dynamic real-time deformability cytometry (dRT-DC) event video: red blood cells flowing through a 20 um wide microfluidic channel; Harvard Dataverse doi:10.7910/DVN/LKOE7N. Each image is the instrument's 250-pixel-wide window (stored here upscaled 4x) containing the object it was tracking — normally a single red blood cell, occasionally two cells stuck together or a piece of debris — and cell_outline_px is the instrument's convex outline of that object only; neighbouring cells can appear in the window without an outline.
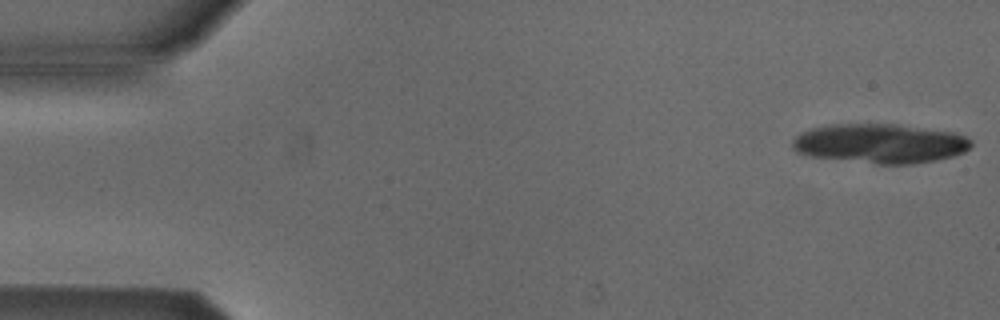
{"species": "Egyptian fruit bat (a non-hibernating species)", "species_latin": "Rousettus aegyptiacus", "temperature_condition": "cold", "stored_images_in_passage": 14, "camera_frame_rate_fps": 3000, "um_per_image_px": 0.085, "animal": {"sex": "male"}, "frame": {"image": 1, "passage_image": 1, "time_ms": 0.0, "image_size_px": [1000, 320], "cell_outline_px": [[972, 144], [964, 152], [952, 156], [936, 160], [912, 164], [876, 164], [804, 156], [796, 152], [792, 148], [792, 140], [800, 132], [812, 128], [836, 124], [892, 124], [956, 132], [972, 140]], "centroid_in_image_um": [74.76, 12.21], "position_along_channel_um": 10.2, "area_um2": 41.33}}